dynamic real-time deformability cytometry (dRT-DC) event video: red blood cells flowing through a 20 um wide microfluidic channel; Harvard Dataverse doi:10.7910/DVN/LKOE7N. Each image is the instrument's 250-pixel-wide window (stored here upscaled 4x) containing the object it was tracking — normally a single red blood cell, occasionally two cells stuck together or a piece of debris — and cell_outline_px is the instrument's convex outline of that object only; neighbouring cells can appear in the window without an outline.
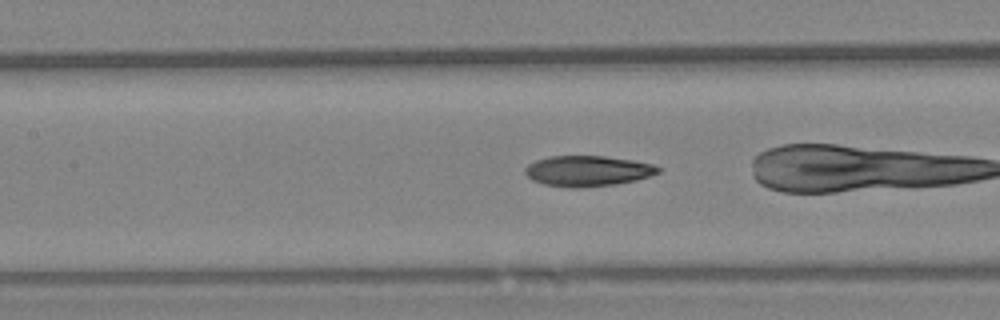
{"species": "Egyptian fruit bat (a non-hibernating species)", "species_latin": "Rousettus aegyptiacus", "temperature_condition": "warm", "stored_images_in_passage": 49, "camera_frame_rate_fps": 3000, "um_per_image_px": 0.085, "animal": {"sex": "female"}, "frame": {"image": 1, "passage_image": 15, "time_ms": 4.667, "image_size_px": [1000, 320], "cell_outline_px": [[660, 172], [636, 180], [616, 184], [580, 188], [572, 188], [544, 184], [532, 180], [524, 172], [524, 168], [528, 164], [536, 160], [552, 156], [604, 156], [632, 160], [652, 164], [660, 168]], "centroid_in_image_um": [49.93, 14.53], "position_along_channel_um": 157.5, "area_um2": 23.64}}
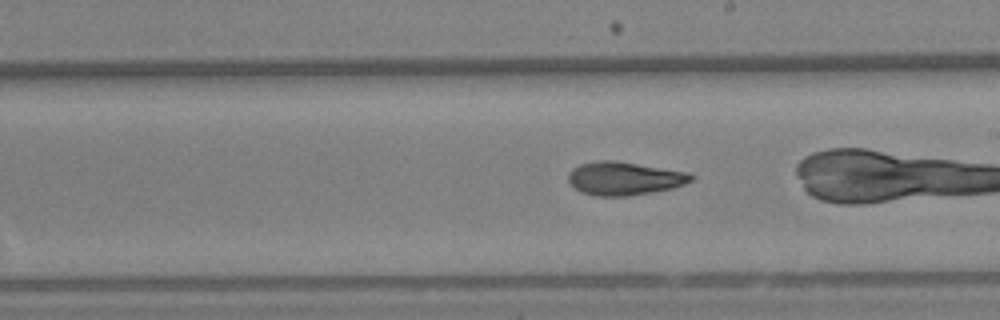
{"frame": {"image": 2, "passage_image": 22, "time_ms": 7.0, "image_size_px": [1000, 320], "cell_outline_px": [[696, 176], [692, 180], [684, 184], [672, 188], [628, 196], [596, 196], [580, 192], [568, 180], [568, 172], [572, 168], [580, 164], [600, 160], [616, 160], [688, 172]], "centroid_in_image_um": [53.06, 15.16], "position_along_channel_um": 235.9, "area_um2": 23.87}}
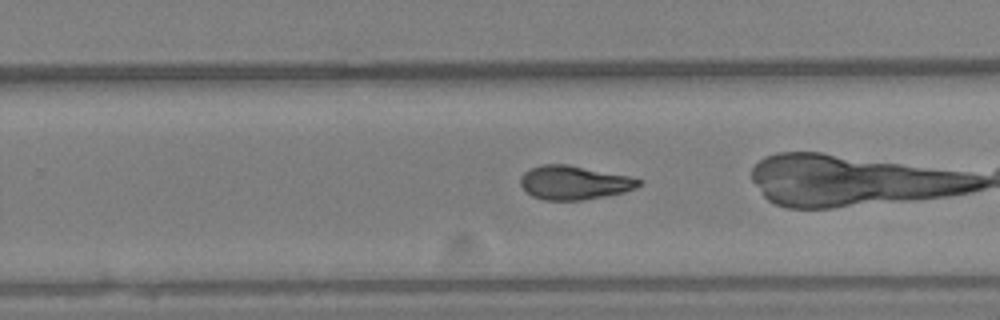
{"frame": {"image": 3, "passage_image": 26, "time_ms": 8.333, "image_size_px": [1000, 320], "cell_outline_px": [[640, 184], [636, 188], [624, 192], [604, 196], [580, 200], [544, 200], [532, 196], [520, 184], [520, 180], [524, 172], [540, 164], [568, 164], [628, 176], [640, 180]], "centroid_in_image_um": [48.77, 15.52], "position_along_channel_um": 281.0, "area_um2": 23.06}, "authors_computed_cell_mechanics": {"area_um2": 23.6402, "velocity_mm_per_s": 3.3877, "shape_relaxation_time_tau1_ms": null, "shape_relaxation_time_tau2_ms": 3.7285, "deformation_change_tau1": null, "deformation_change_tau2": 0.0954}}